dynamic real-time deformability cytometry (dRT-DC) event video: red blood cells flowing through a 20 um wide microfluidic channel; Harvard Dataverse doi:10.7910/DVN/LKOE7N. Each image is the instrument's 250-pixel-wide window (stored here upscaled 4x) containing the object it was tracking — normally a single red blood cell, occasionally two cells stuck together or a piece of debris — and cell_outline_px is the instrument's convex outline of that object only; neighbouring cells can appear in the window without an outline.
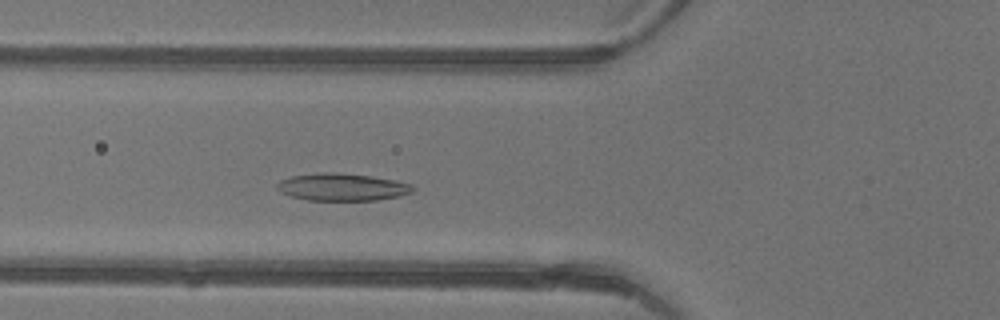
{"species": "common noctule bat (a hibernating species)", "species_latin": "Nyctalus noctula", "temperature_condition": "warm", "stored_images_in_passage": 40, "camera_frame_rate_fps": 3000, "um_per_image_px": 0.085, "animal": {"sex": "female"}, "frame": {"image": 1, "passage_image": 11, "time_ms": 3.333, "image_size_px": [1000, 320], "cell_outline_px": [[416, 188], [412, 192], [400, 196], [376, 200], [308, 200], [292, 196], [280, 192], [276, 188], [276, 184], [280, 180], [292, 176], [320, 172], [336, 172], [372, 176], [396, 180], [412, 184]], "centroid_in_image_um": [29.1, 15.89], "position_along_channel_um": 96.7, "area_um2": 21.79}}
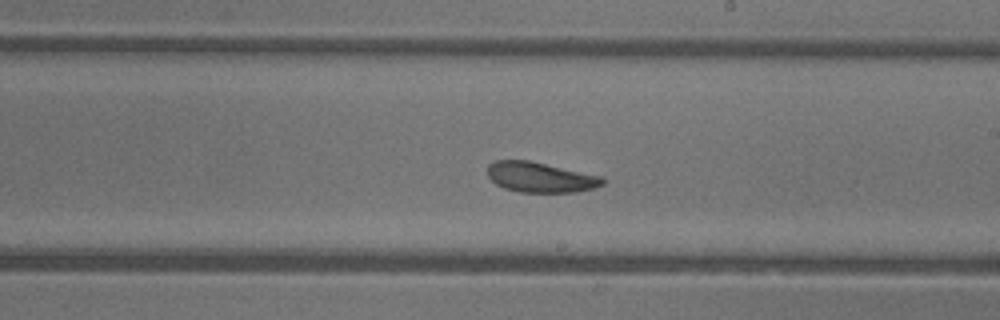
{"frame": {"image": 2, "passage_image": 21, "time_ms": 6.667, "image_size_px": [1000, 320], "cell_outline_px": [[604, 184], [596, 188], [576, 192], [520, 192], [504, 188], [496, 184], [488, 176], [488, 164], [496, 160], [528, 160], [604, 176]], "centroid_in_image_um": [45.97, 15.06], "position_along_channel_um": 243.0, "area_um2": 20.4}}
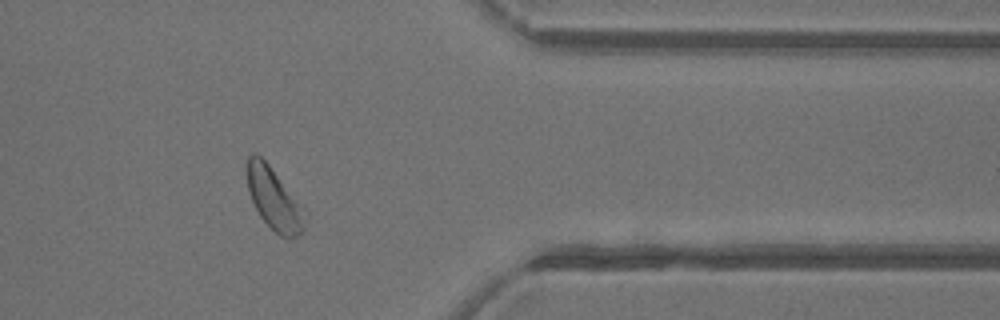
{"frame": {"image": 3, "passage_image": 32, "time_ms": 10.333, "image_size_px": [1000, 320], "cell_outline_px": [[308, 216], [304, 232], [296, 236], [280, 236], [260, 216], [252, 200], [248, 188], [248, 156], [252, 152], [256, 152], [268, 164]], "centroid_in_image_um": [23.31, 16.93], "position_along_channel_um": 388.1, "area_um2": 20.11}, "authors_computed_cell_mechanics": {"area_um2": 21.6461, "velocity_mm_per_s": 4.3865, "shape_relaxation_time_tau1_ms": 3.0622, "shape_relaxation_time_tau2_ms": 3.376, "deformation_change_tau1": 0.0967, "deformation_change_tau2": 0.1072}}